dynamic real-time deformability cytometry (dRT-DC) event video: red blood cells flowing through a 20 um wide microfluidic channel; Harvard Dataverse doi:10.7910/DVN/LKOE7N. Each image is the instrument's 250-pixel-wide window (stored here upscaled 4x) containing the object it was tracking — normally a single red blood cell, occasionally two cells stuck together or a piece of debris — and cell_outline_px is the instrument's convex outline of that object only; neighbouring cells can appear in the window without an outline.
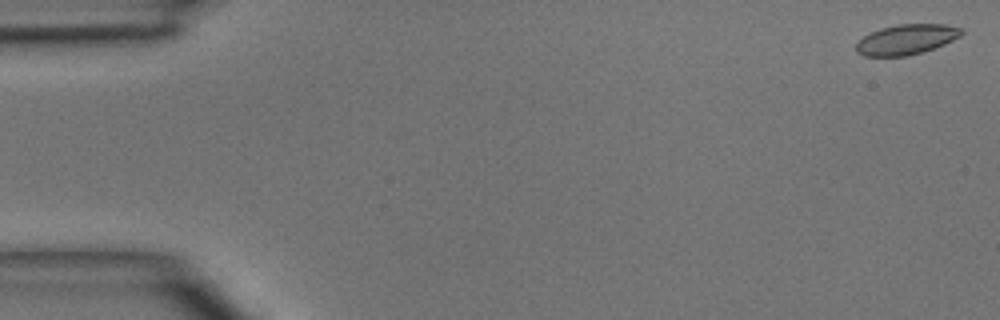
{"species": "common noctule bat (a hibernating species)", "species_latin": "Nyctalus noctula", "temperature_condition": "room temperature", "stored_images_in_passage": 4, "camera_frame_rate_fps": 3000, "um_per_image_px": 0.085, "animal": {"sex": "male", "body_mass_g": 15.6}, "frame": {"image": 1, "passage_image": 1, "time_ms": 0.0, "image_size_px": [1000, 320], "cell_outline_px": [[964, 32], [960, 36], [944, 44], [908, 56], [864, 56], [856, 52], [856, 44], [864, 36], [880, 28], [900, 24], [944, 24], [964, 28]], "centroid_in_image_um": [77.05, 3.35], "position_along_channel_um": 7.9, "area_um2": 18.38}}
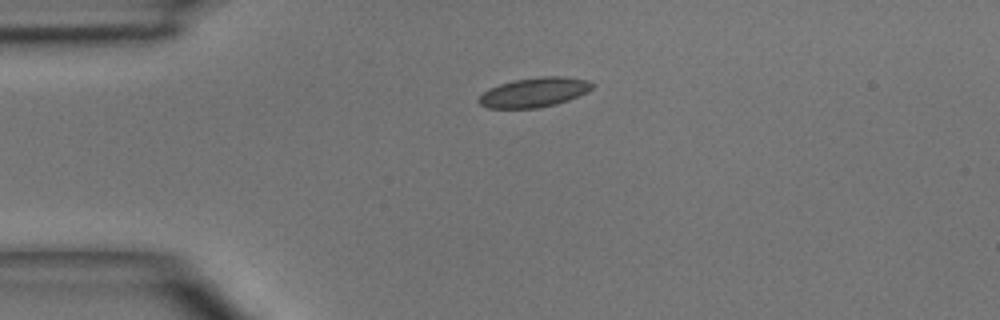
{"frame": {"image": 2, "passage_image": 3, "time_ms": 3.333, "image_size_px": [1000, 320], "cell_outline_px": [[596, 84], [588, 92], [568, 100], [556, 104], [536, 108], [488, 108], [480, 104], [476, 100], [484, 92], [500, 84], [516, 80], [540, 76], [560, 76], [588, 80]], "centroid_in_image_um": [45.44, 7.85], "position_along_channel_um": 39.6, "area_um2": 19.42}}